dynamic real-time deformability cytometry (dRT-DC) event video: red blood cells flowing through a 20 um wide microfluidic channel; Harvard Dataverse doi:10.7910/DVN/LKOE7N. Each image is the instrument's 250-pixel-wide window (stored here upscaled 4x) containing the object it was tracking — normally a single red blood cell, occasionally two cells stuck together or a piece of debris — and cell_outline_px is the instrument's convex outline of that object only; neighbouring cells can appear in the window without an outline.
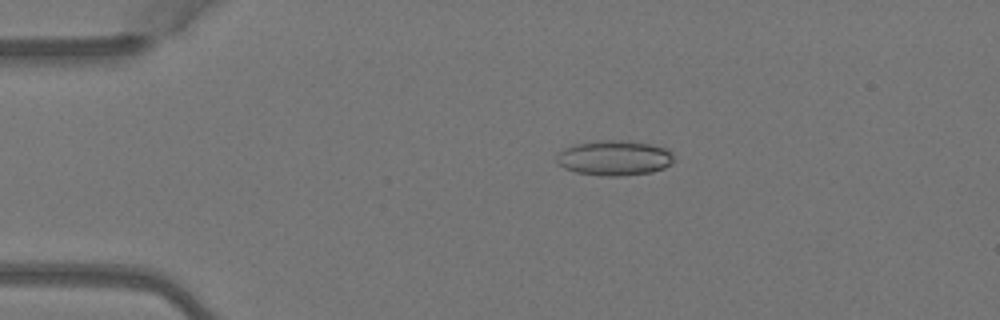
{"species": "Egyptian fruit bat (a non-hibernating species)", "species_latin": "Rousettus aegyptiacus", "temperature_condition": "warm", "stored_images_in_passage": 4, "camera_frame_rate_fps": 3000, "um_per_image_px": 0.085, "animal": {"sex": "female"}, "frame": {"image": 1, "passage_image": 3, "time_ms": 0.667, "image_size_px": [1000, 320], "cell_outline_px": [[672, 164], [664, 168], [652, 172], [624, 176], [600, 176], [576, 172], [564, 168], [556, 160], [556, 156], [564, 148], [576, 144], [604, 140], [620, 140], [652, 144], [664, 148], [672, 152]], "centroid_in_image_um": [52.23, 13.44], "position_along_channel_um": 32.8, "area_um2": 23.93}}